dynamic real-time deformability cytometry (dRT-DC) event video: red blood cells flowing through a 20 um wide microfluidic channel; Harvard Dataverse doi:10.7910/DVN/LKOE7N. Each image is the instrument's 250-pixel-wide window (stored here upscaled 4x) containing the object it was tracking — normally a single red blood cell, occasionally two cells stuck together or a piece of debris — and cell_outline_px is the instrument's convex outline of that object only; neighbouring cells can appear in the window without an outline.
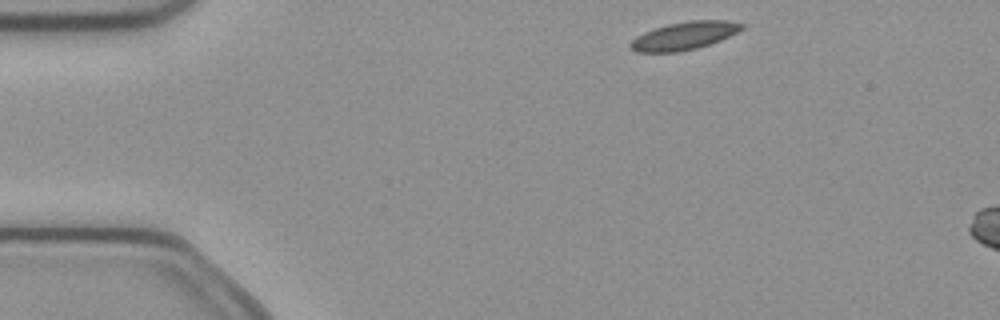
{"species": "common noctule bat (a hibernating species)", "species_latin": "Nyctalus noctula", "temperature_condition": "cold", "stored_images_in_passage": 3, "camera_frame_rate_fps": 3000, "um_per_image_px": 0.085, "animal": {"sex": "female", "body_mass_g": 21.9}, "frame": {"image": 1, "passage_image": 1, "time_ms": 0.0, "image_size_px": [1000, 320], "cell_outline_px": [[744, 28], [720, 40], [696, 48], [680, 52], [636, 52], [628, 48], [628, 44], [636, 36], [644, 32], [668, 24], [692, 20], [728, 20], [744, 24]], "centroid_in_image_um": [58.12, 3.04], "position_along_channel_um": 26.9, "area_um2": 18.03}}